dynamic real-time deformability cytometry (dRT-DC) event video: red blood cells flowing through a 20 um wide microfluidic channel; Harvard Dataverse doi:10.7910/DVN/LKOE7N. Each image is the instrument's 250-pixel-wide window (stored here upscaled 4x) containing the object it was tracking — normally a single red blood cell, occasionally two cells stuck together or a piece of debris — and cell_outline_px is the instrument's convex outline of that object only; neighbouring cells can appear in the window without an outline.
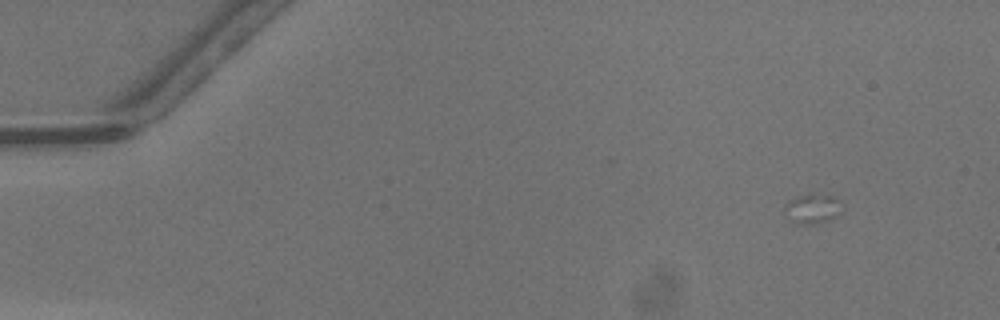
{"species": "common noctule bat (a hibernating species)", "species_latin": "Nyctalus noctula", "temperature_condition": "warm", "stored_images_in_passage": 8, "camera_frame_rate_fps": 3000, "um_per_image_px": 0.085, "animal": {"sex": "male", "body_mass_g": 13.3}, "frame": {"image": 1, "passage_image": 2, "time_ms": 0.333, "image_size_px": [1000, 320], "cell_outline_px": [[844, 212], [828, 220], [816, 224], [796, 224], [788, 220], [784, 208], [784, 204], [788, 200], [796, 196], [812, 192], [832, 196], [840, 200]], "centroid_in_image_um": [69.06, 17.72], "position_along_channel_um": 15.9, "area_um2": 10.46}}